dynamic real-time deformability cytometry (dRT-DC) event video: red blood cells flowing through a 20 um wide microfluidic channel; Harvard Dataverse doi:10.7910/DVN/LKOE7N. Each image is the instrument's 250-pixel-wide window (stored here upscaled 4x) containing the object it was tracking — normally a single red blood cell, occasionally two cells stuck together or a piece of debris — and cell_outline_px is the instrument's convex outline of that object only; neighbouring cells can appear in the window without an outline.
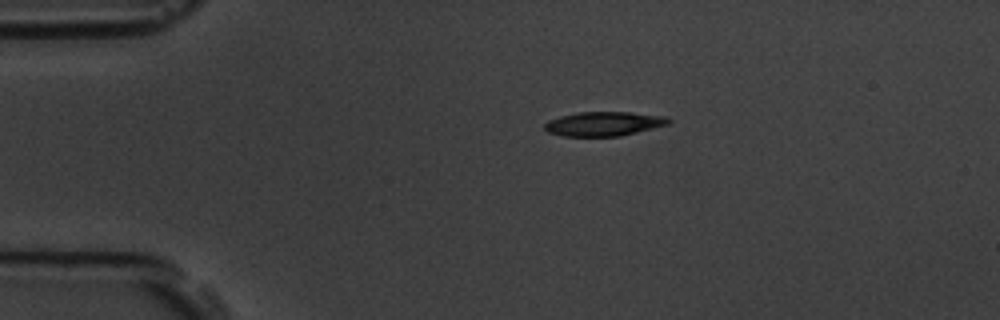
{"species": "common noctule bat (a hibernating species)", "species_latin": "Nyctalus noctula", "temperature_condition": "room temperature", "stored_images_in_passage": 4, "camera_frame_rate_fps": 3000, "um_per_image_px": 0.085, "animal": {"sex": "male", "body_mass_g": 19.5, "forearm_length_mm": 54.6}, "frame": {"image": 1, "passage_image": 1, "time_ms": 0.0, "image_size_px": [1000, 320], "cell_outline_px": [[672, 124], [620, 136], [564, 136], [548, 132], [544, 128], [544, 124], [548, 120], [560, 116], [576, 112], [628, 112], [668, 116], [672, 120]], "centroid_in_image_um": [51.38, 10.51], "position_along_channel_um": 33.6, "area_um2": 17.74}}
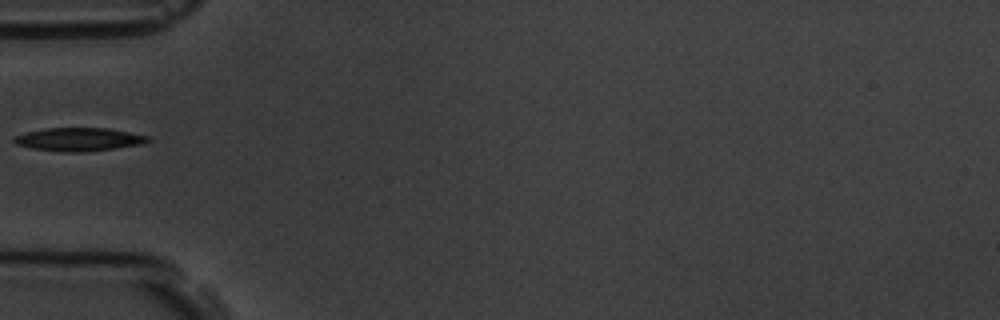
{"frame": {"image": 2, "passage_image": 3, "time_ms": 2.333, "image_size_px": [1000, 320], "cell_outline_px": [[152, 140], [140, 144], [116, 148], [80, 152], [60, 152], [32, 148], [16, 144], [12, 140], [12, 136], [44, 128], [108, 128], [148, 136]], "centroid_in_image_um": [6.66, 11.84], "position_along_channel_um": 78.3, "area_um2": 18.09}}
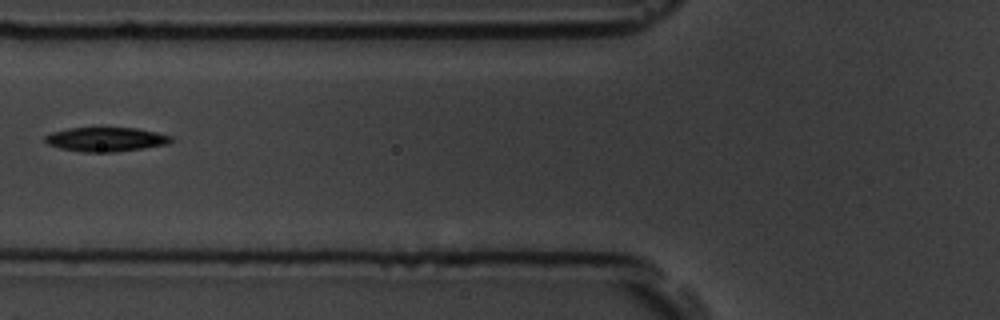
{"frame": {"image": 3, "passage_image": 4, "time_ms": 3.333, "image_size_px": [1000, 320], "cell_outline_px": [[176, 140], [168, 144], [144, 148], [116, 152], [84, 152], [60, 148], [48, 144], [44, 140], [44, 136], [52, 132], [68, 128], [136, 128], [156, 132], [172, 136]], "centroid_in_image_um": [9.03, 11.85], "position_along_channel_um": 116.8, "area_um2": 17.86}}